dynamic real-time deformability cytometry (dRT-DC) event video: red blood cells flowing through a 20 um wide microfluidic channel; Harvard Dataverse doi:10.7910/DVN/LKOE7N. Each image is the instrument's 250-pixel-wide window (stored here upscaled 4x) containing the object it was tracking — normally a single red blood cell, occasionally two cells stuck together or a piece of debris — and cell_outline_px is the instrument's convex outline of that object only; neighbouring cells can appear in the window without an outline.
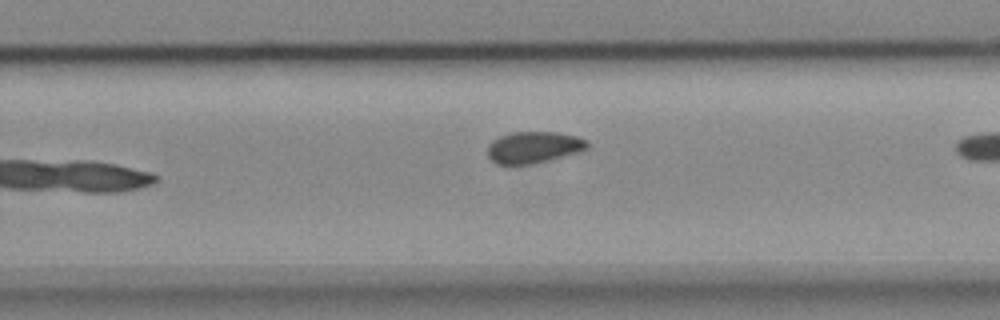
{"species": "common noctule bat (a hibernating species)", "species_latin": "Nyctalus noctula", "temperature_condition": "cold", "stored_images_in_passage": 9, "camera_frame_rate_fps": 3000, "um_per_image_px": 0.085, "animal": {"sex": "female", "body_mass_g": 18.4}, "frame": {"image": 1, "passage_image": 8, "time_ms": 2.333, "image_size_px": [1000, 320], "cell_outline_px": [[588, 148], [576, 152], [548, 160], [532, 164], [496, 164], [488, 156], [488, 144], [492, 140], [500, 136], [512, 132], [556, 132], [576, 136], [588, 140]], "centroid_in_image_um": [45.34, 12.51], "position_along_channel_um": 284.5, "area_um2": 18.21}}